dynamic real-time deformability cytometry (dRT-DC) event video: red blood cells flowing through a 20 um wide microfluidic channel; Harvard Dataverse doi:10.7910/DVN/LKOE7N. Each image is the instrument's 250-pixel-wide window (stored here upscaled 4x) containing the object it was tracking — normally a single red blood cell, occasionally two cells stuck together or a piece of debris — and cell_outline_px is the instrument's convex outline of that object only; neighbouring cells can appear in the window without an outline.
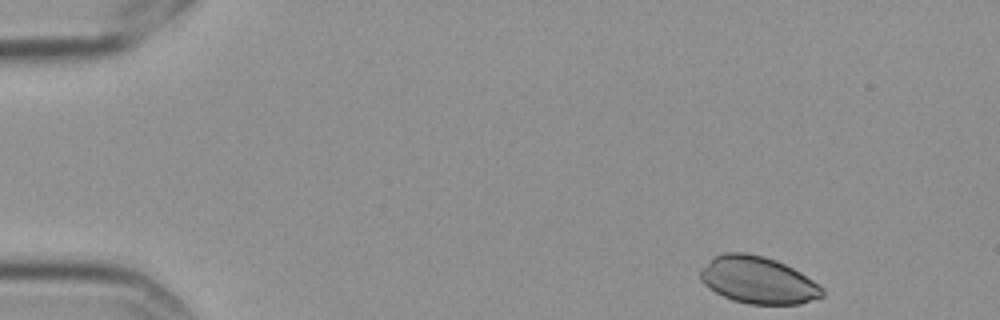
{"species": "Egyptian fruit bat (a non-hibernating species)", "species_latin": "Rousettus aegyptiacus", "temperature_condition": "cold", "stored_images_in_passage": 4, "camera_frame_rate_fps": 3000, "um_per_image_px": 0.085, "frame": {"image": 1, "passage_image": 1, "time_ms": 0.0, "image_size_px": [1000, 320], "cell_outline_px": [[824, 296], [800, 304], [748, 304], [732, 300], [708, 288], [700, 280], [700, 268], [712, 256], [724, 252], [744, 252], [764, 256], [776, 260], [800, 272], [824, 288]], "centroid_in_image_um": [64.39, 23.8], "position_along_channel_um": 20.6, "area_um2": 33.64}}
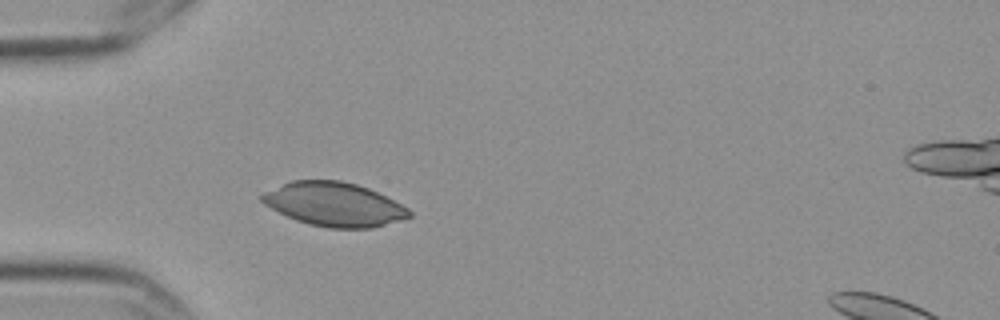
{"frame": {"image": 2, "passage_image": 4, "time_ms": 1.0, "image_size_px": [1000, 320], "cell_outline_px": [[412, 216], [404, 220], [372, 228], [328, 228], [308, 224], [296, 220], [264, 204], [260, 200], [260, 196], [264, 192], [292, 180], [340, 180], [356, 184], [368, 188], [408, 208], [412, 212]], "centroid_in_image_um": [28.42, 17.37], "position_along_channel_um": 56.6, "area_um2": 37.51}}